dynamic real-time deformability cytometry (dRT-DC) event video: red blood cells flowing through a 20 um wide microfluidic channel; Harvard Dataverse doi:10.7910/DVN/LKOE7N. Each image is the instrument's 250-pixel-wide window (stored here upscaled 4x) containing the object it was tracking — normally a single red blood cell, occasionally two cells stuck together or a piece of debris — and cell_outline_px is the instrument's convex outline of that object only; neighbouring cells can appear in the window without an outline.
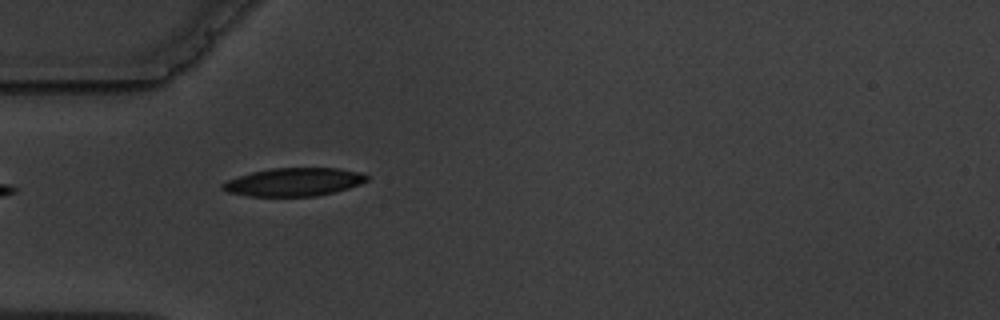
{"species": "common noctule bat (a hibernating species)", "species_latin": "Nyctalus noctula", "temperature_condition": "warm", "stored_images_in_passage": 5, "camera_frame_rate_fps": 3000, "um_per_image_px": 0.085, "animal": {"sex": "male", "body_mass_g": 19.5, "forearm_length_mm": 54.6}, "frame": {"image": 1, "passage_image": 4, "time_ms": 4.333, "image_size_px": [1000, 320], "cell_outline_px": [[368, 180], [360, 184], [348, 188], [316, 196], [248, 196], [228, 192], [220, 188], [220, 184], [228, 180], [252, 172], [272, 168], [340, 168], [364, 172], [368, 176]], "centroid_in_image_um": [25.0, 15.46], "position_along_channel_um": 60.0, "area_um2": 23.7}}
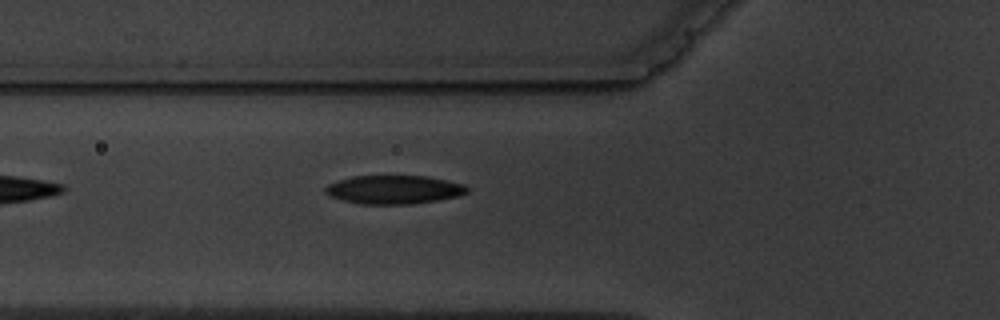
{"frame": {"image": 2, "passage_image": 5, "time_ms": 5.333, "image_size_px": [1000, 320], "cell_outline_px": [[468, 192], [460, 196], [412, 204], [360, 204], [328, 196], [324, 192], [324, 188], [328, 184], [352, 176], [428, 176], [464, 184], [468, 188]], "centroid_in_image_um": [33.48, 16.12], "position_along_channel_um": 92.3, "area_um2": 23.64}}